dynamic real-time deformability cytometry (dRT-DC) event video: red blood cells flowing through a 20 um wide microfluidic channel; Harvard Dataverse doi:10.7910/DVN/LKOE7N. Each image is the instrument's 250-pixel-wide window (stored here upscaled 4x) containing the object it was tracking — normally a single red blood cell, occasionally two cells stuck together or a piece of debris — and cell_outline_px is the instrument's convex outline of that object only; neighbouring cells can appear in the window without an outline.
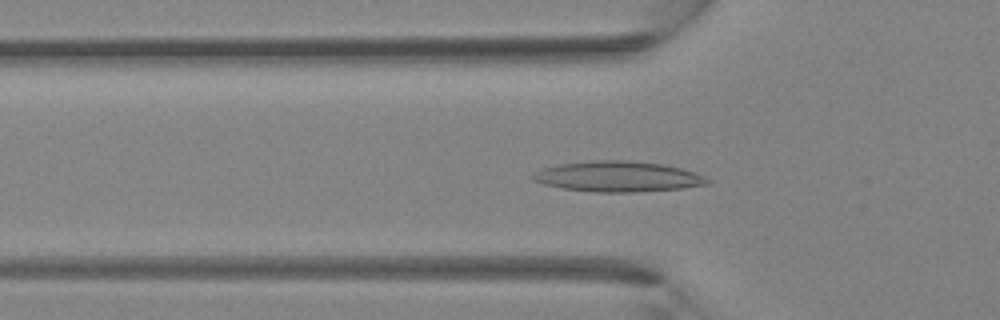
{"species": "Egyptian fruit bat (a non-hibernating species)", "species_latin": "Rousettus aegyptiacus", "temperature_condition": "room temperature", "stored_images_in_passage": 40, "camera_frame_rate_fps": 3000, "um_per_image_px": 0.085, "animal": {"sex": "female"}, "frame": {"image": 1, "passage_image": 13, "time_ms": 4.0, "image_size_px": [1000, 320], "cell_outline_px": [[712, 180], [708, 184], [684, 188], [632, 192], [596, 192], [560, 188], [544, 184], [532, 180], [532, 176], [536, 172], [544, 168], [560, 164], [592, 160], [628, 160], [664, 164], [696, 172]], "centroid_in_image_um": [52.56, 15.0], "position_along_channel_um": 73.2, "area_um2": 31.1}}
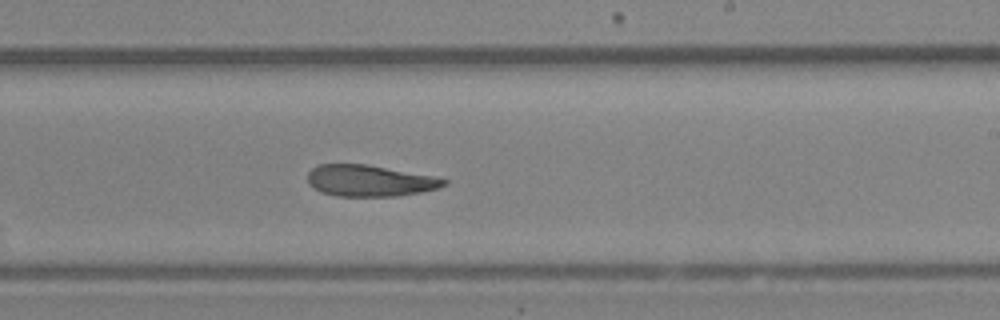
{"frame": {"image": 2, "passage_image": 24, "time_ms": 7.667, "image_size_px": [1000, 320], "cell_outline_px": [[448, 184], [436, 188], [420, 192], [396, 196], [336, 196], [320, 192], [312, 188], [308, 184], [308, 172], [312, 168], [320, 164], [368, 164], [432, 176], [448, 180]], "centroid_in_image_um": [31.37, 15.36], "position_along_channel_um": 257.6, "area_um2": 24.91}}
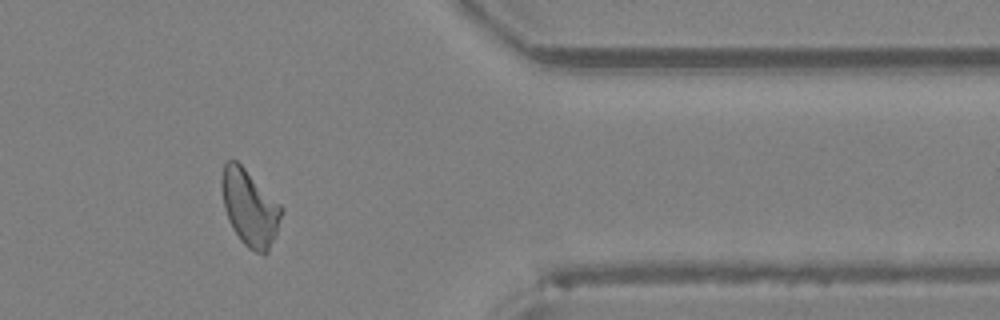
{"frame": {"image": 3, "passage_image": 33, "time_ms": 10.667, "image_size_px": [1000, 320], "cell_outline_px": [[284, 212], [276, 236], [268, 252], [264, 256], [248, 248], [240, 240], [232, 228], [228, 220], [224, 208], [220, 188], [220, 180], [224, 164], [228, 160], [236, 160], [284, 208]], "centroid_in_image_um": [21.23, 17.69], "position_along_channel_um": 390.2, "area_um2": 26.82}}